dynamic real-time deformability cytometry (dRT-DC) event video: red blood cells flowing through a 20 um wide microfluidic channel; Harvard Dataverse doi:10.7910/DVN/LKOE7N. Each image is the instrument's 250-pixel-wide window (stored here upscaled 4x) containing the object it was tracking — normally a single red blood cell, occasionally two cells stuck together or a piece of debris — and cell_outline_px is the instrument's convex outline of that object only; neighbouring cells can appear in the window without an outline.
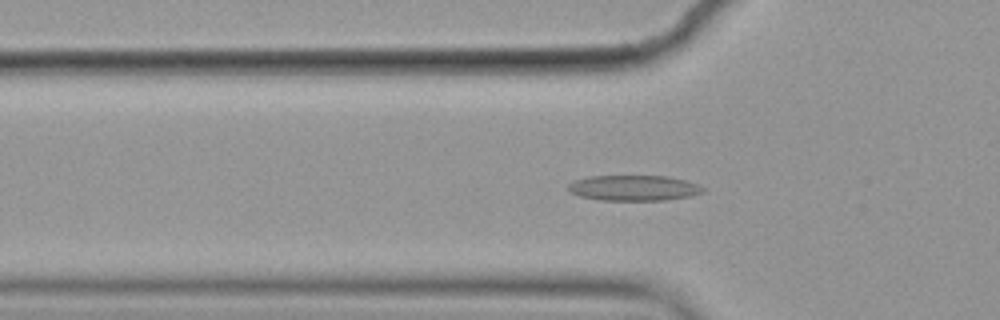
{"species": "common noctule bat (a hibernating species)", "species_latin": "Nyctalus noctula", "temperature_condition": "cold", "stored_images_in_passage": 45, "camera_frame_rate_fps": 3000, "um_per_image_px": 0.085, "animal": {"sex": "female", "body_mass_g": 19.9}, "frame": {"image": 1, "passage_image": 7, "time_ms": 2.0, "image_size_px": [1000, 320], "cell_outline_px": [[704, 192], [692, 196], [664, 200], [600, 200], [580, 196], [568, 192], [568, 184], [576, 180], [588, 176], [668, 176], [684, 180], [696, 184], [704, 188]], "centroid_in_image_um": [53.86, 15.98], "position_along_channel_um": 71.9, "area_um2": 20.0}}
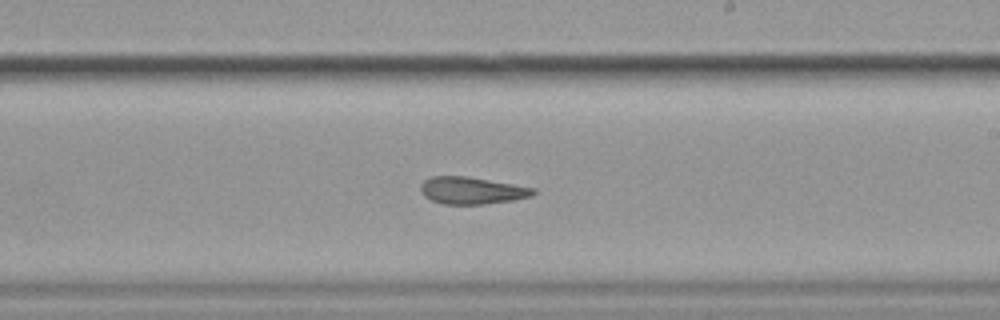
{"frame": {"image": 2, "passage_image": 22, "time_ms": 7.0, "image_size_px": [1000, 320], "cell_outline_px": [[536, 192], [532, 196], [512, 200], [484, 204], [444, 204], [432, 200], [424, 196], [420, 192], [420, 184], [424, 180], [432, 176], [468, 176], [536, 188]], "centroid_in_image_um": [40.09, 16.18], "position_along_channel_um": 248.9, "area_um2": 17.86}}
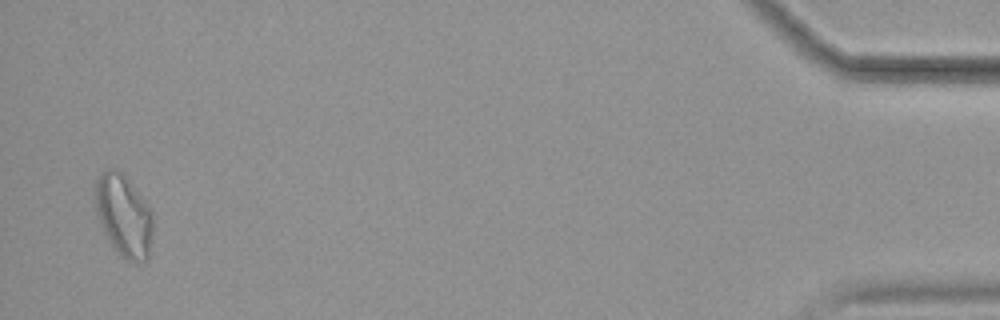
{"frame": {"image": 3, "passage_image": 44, "time_ms": 14.333, "image_size_px": [1000, 320], "cell_outline_px": [[152, 236], [148, 256], [144, 260], [128, 260], [120, 256], [104, 236], [96, 212], [96, 180], [100, 172], [108, 168], [116, 168], [124, 176], [140, 196], [152, 212]], "centroid_in_image_um": [10.48, 18.33], "position_along_channel_um": 424.7, "area_um2": 27.17}, "authors_computed_cell_mechanics": {"area_um2": 19.0162, "velocity_mm_per_s": 3.5362, "shape_relaxation_time_tau1_ms": null, "shape_relaxation_time_tau2_ms": 7.665, "deformation_change_tau1": null, "deformation_change_tau2": 0.1898}}